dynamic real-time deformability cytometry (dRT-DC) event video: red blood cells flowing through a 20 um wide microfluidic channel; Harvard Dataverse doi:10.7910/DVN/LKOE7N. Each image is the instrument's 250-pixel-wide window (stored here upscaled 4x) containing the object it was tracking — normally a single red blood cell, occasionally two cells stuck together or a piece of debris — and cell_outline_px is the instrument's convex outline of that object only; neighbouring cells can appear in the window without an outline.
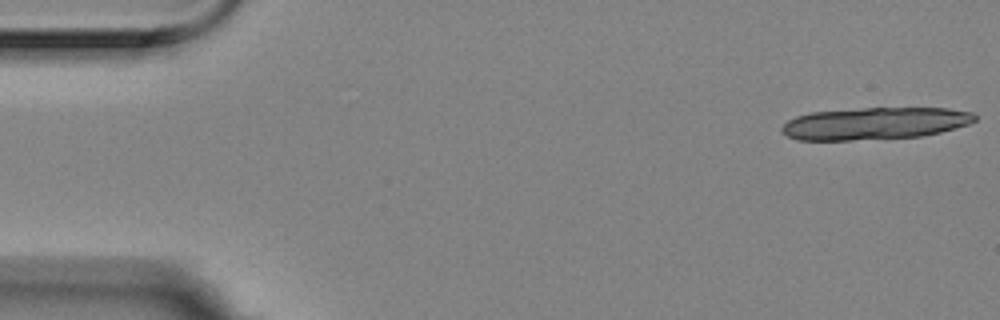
{"species": "Egyptian fruit bat (a non-hibernating species)", "species_latin": "Rousettus aegyptiacus", "temperature_condition": "room temperature", "stored_images_in_passage": 5, "camera_frame_rate_fps": 3000, "um_per_image_px": 0.085, "animal": {"sex": "female"}, "frame": {"image": 1, "passage_image": 1, "time_ms": 0.0, "image_size_px": [1000, 320], "cell_outline_px": [[976, 120], [968, 124], [940, 132], [920, 136], [852, 140], [796, 140], [780, 132], [780, 128], [788, 120], [796, 116], [812, 112], [864, 108], [948, 108], [972, 112], [976, 116]], "centroid_in_image_um": [74.33, 10.49], "position_along_channel_um": 10.7, "area_um2": 36.07}}
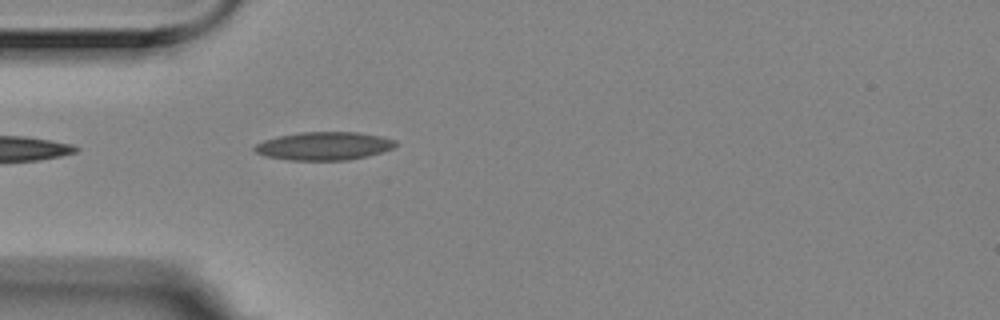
{"frame": {"image": 2, "passage_image": 5, "time_ms": 1.333, "image_size_px": [1000, 320], "cell_outline_px": [[396, 144], [392, 148], [368, 156], [348, 160], [288, 160], [264, 156], [256, 152], [252, 148], [256, 144], [264, 140], [276, 136], [300, 132], [356, 132], [380, 136], [396, 140]], "centroid_in_image_um": [27.49, 12.41], "position_along_channel_um": 57.5, "area_um2": 23.18}}